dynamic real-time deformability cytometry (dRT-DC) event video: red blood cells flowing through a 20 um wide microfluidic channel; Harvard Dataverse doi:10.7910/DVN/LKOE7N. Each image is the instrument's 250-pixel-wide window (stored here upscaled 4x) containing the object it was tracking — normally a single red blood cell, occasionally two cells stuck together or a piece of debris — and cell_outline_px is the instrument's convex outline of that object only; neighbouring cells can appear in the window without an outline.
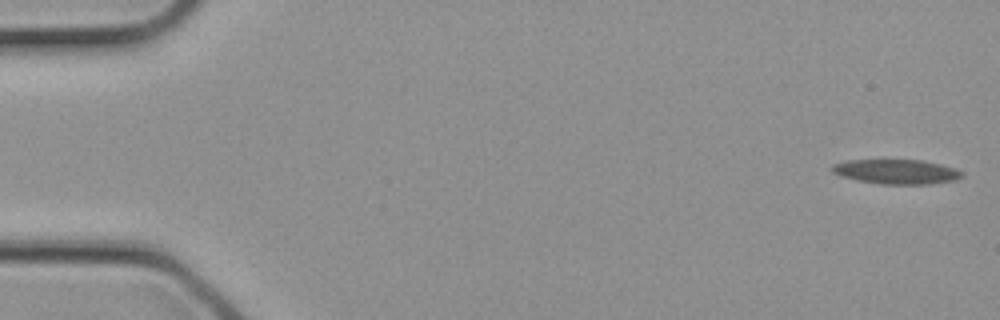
{"species": "common noctule bat (a hibernating species)", "species_latin": "Nyctalus noctula", "temperature_condition": "cold", "stored_images_in_passage": 32, "camera_frame_rate_fps": 3000, "um_per_image_px": 0.085, "animal": {"sex": "female", "body_mass_g": 21.9}, "frame": {"image": 1, "passage_image": 1, "time_ms": 0.0, "image_size_px": [1000, 320], "cell_outline_px": [[964, 176], [956, 180], [932, 184], [880, 184], [856, 180], [840, 176], [832, 172], [828, 168], [832, 164], [844, 160], [924, 160], [956, 168], [964, 172]], "centroid_in_image_um": [76.18, 14.59], "position_along_channel_um": 8.8, "area_um2": 19.02}}
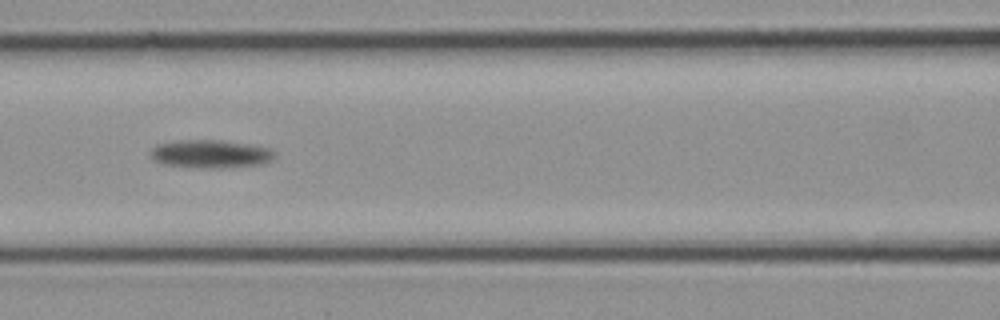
{"frame": {"image": 2, "passage_image": 14, "time_ms": 4.333, "image_size_px": [1000, 320], "cell_outline_px": [[276, 156], [272, 160], [264, 164], [220, 168], [200, 168], [164, 164], [152, 160], [148, 156], [148, 152], [156, 144], [176, 140], [224, 140], [256, 144], [268, 148], [276, 152]], "centroid_in_image_um": [17.9, 13.07], "position_along_channel_um": 148.7, "area_um2": 20.98}}
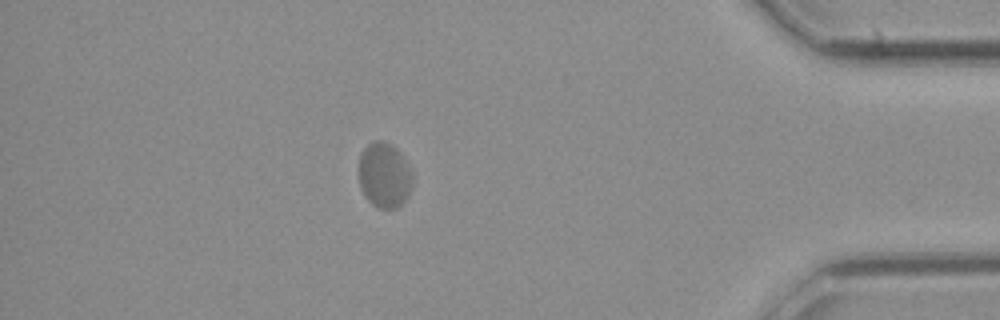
{"frame": {"image": 3, "passage_image": 28, "time_ms": 9.0, "image_size_px": [1000, 320], "cell_outline_px": [[412, 188], [408, 196], [396, 208], [376, 208], [364, 196], [360, 188], [356, 172], [360, 152], [372, 140], [384, 140], [392, 144], [396, 148], [412, 172]], "centroid_in_image_um": [32.61, 14.87], "position_along_channel_um": 402.6, "area_um2": 20.98}}